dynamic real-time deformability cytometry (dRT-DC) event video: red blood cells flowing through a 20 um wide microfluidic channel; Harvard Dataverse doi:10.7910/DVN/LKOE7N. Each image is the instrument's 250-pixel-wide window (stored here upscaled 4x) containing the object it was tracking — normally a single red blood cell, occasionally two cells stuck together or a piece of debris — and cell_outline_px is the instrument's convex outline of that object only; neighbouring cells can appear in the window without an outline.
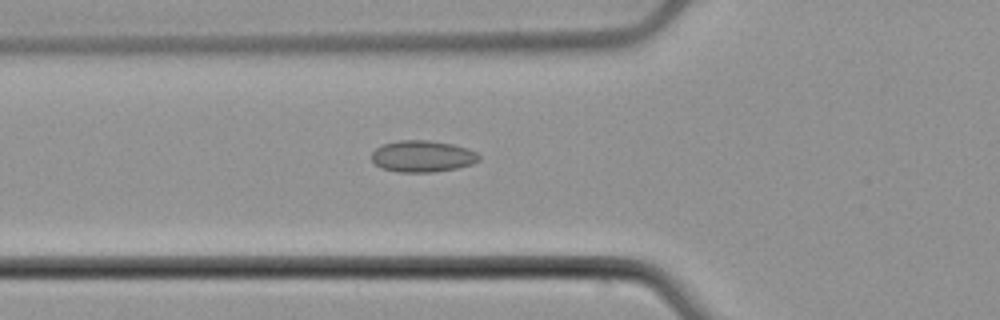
{"species": "common noctule bat (a hibernating species)", "species_latin": "Nyctalus noctula", "temperature_condition": "cold", "stored_images_in_passage": 36, "camera_frame_rate_fps": 3000, "um_per_image_px": 0.085, "animal": {"sex": "male", "body_mass_g": 21.5, "forearm_length_mm": 52.0}, "frame": {"image": 1, "passage_image": 2, "time_ms": 0.333, "image_size_px": [1000, 320], "cell_outline_px": [[480, 160], [472, 164], [456, 168], [432, 172], [400, 172], [380, 168], [372, 160], [372, 152], [376, 148], [384, 144], [400, 140], [428, 140], [452, 144], [476, 152], [480, 156]], "centroid_in_image_um": [35.9, 13.29], "position_along_channel_um": 89.9, "area_um2": 19.59}}
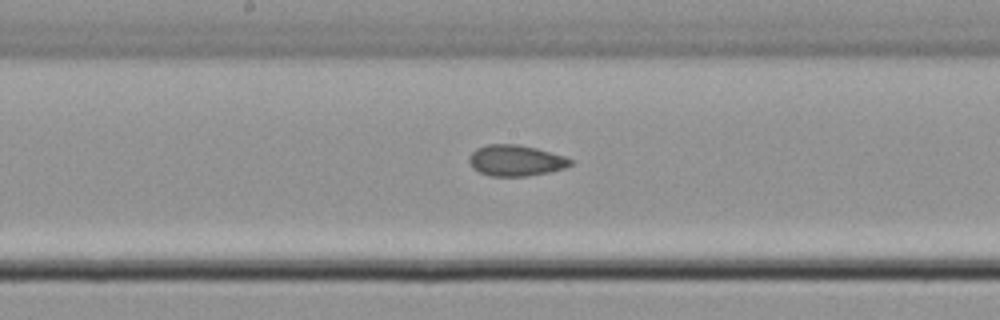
{"frame": {"image": 2, "passage_image": 11, "time_ms": 3.333, "image_size_px": [1000, 320], "cell_outline_px": [[572, 164], [564, 168], [548, 172], [528, 176], [492, 176], [480, 172], [472, 168], [468, 160], [468, 156], [476, 148], [488, 144], [516, 144], [536, 148], [564, 156], [572, 160]], "centroid_in_image_um": [43.8, 13.64], "position_along_channel_um": 204.4, "area_um2": 18.26}}
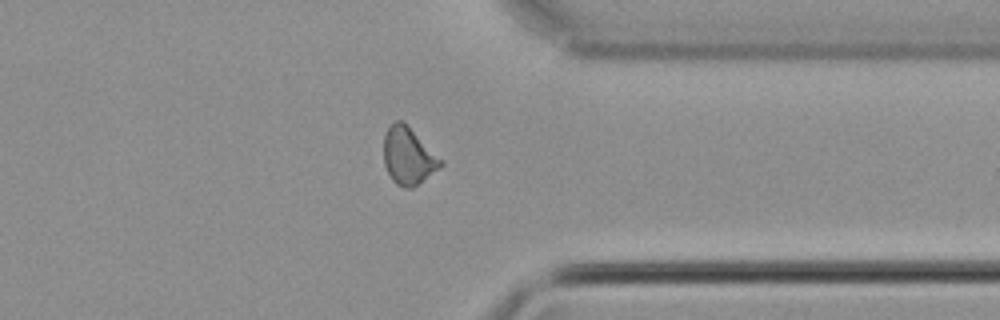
{"frame": {"image": 3, "passage_image": 25, "time_ms": 8.0, "image_size_px": [1000, 320], "cell_outline_px": [[444, 164], [440, 168], [412, 188], [404, 188], [396, 184], [392, 180], [384, 164], [384, 136], [388, 128], [396, 120], [400, 120], [444, 160]], "centroid_in_image_um": [34.72, 13.3], "position_along_channel_um": 376.7, "area_um2": 18.67}}